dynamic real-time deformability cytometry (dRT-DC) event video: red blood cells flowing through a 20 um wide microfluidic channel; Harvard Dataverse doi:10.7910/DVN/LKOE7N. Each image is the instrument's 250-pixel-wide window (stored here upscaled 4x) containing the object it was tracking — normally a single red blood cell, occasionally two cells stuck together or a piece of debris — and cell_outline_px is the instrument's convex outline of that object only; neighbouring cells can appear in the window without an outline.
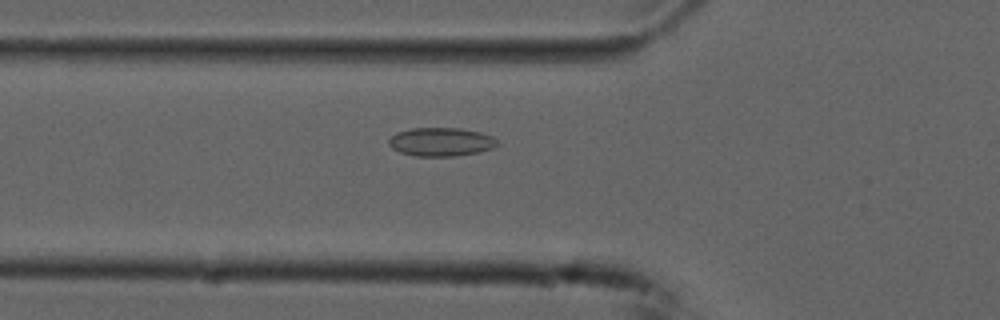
{"species": "common noctule bat (a hibernating species)", "species_latin": "Nyctalus noctula", "temperature_condition": "cold", "stored_images_in_passage": 39, "camera_frame_rate_fps": 3000, "um_per_image_px": 0.085, "animal": {"sex": "male", "forearm_length_mm": 52.5}, "frame": {"image": 1, "passage_image": 8, "time_ms": 2.333, "image_size_px": [1000, 320], "cell_outline_px": [[500, 144], [492, 148], [480, 152], [456, 156], [416, 156], [400, 152], [392, 148], [388, 144], [388, 140], [396, 132], [412, 128], [460, 128], [480, 132], [492, 136]], "centroid_in_image_um": [37.49, 12.06], "position_along_channel_um": 88.3, "area_um2": 18.15}}
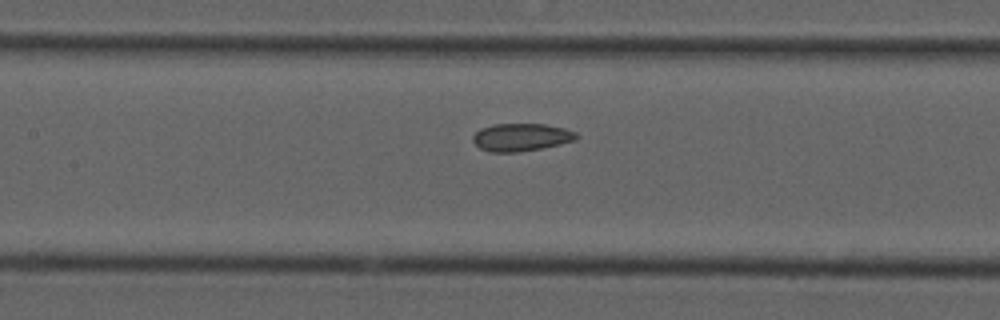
{"frame": {"image": 2, "passage_image": 14, "time_ms": 4.333, "image_size_px": [1000, 320], "cell_outline_px": [[580, 136], [576, 140], [560, 144], [540, 148], [516, 152], [492, 152], [480, 148], [472, 140], [472, 136], [480, 128], [492, 124], [544, 124], [564, 128], [576, 132]], "centroid_in_image_um": [44.3, 11.65], "position_along_channel_um": 163.1, "area_um2": 16.7}}
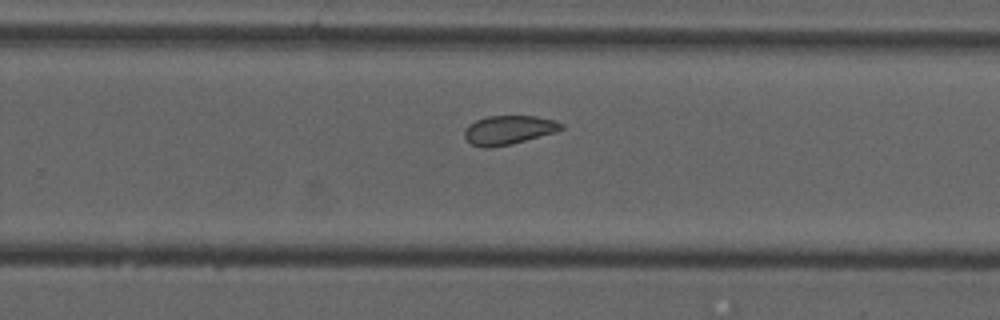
{"frame": {"image": 3, "passage_image": 24, "time_ms": 7.667, "image_size_px": [1000, 320], "cell_outline_px": [[564, 128], [556, 132], [512, 144], [488, 148], [484, 148], [472, 144], [464, 136], [464, 132], [468, 124], [476, 120], [488, 116], [536, 116], [552, 120], [564, 124]], "centroid_in_image_um": [43.23, 11.05], "position_along_channel_um": 286.6, "area_um2": 16.3}, "authors_computed_cell_mechanics": {"area_um2": 16.6464, "velocity_mm_per_s": 3.7169, "shape_relaxation_time_tau1_ms": null, "shape_relaxation_time_tau2_ms": 1.8093, "deformation_change_tau1": null, "deformation_change_tau2": 0.0682}}